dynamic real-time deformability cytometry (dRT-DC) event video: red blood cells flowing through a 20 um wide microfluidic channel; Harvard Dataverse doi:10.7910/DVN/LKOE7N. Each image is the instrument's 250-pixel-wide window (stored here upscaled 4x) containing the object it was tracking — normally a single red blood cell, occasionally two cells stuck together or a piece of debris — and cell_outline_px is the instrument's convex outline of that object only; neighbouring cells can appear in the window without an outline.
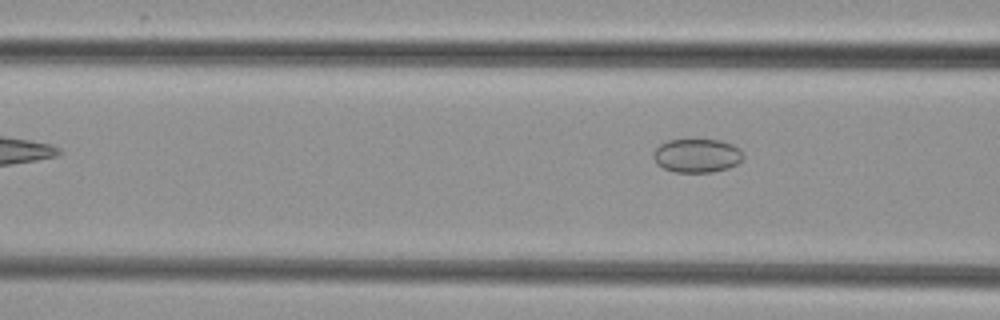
{"species": "common noctule bat (a hibernating species)", "species_latin": "Nyctalus noctula", "temperature_condition": "cold", "stored_images_in_passage": 5, "camera_frame_rate_fps": 3000, "um_per_image_px": 0.085, "animal": {"sex": "female", "body_mass_g": 29.2, "forearm_length_mm": 56.3}, "frame": {"image": 1, "passage_image": 5, "time_ms": 5.667, "image_size_px": [1000, 320], "cell_outline_px": [[744, 156], [736, 164], [728, 168], [712, 172], [676, 172], [664, 168], [656, 164], [652, 156], [652, 152], [660, 144], [668, 140], [720, 140], [732, 144], [740, 148]], "centroid_in_image_um": [59.22, 13.22], "position_along_channel_um": 107.4, "area_um2": 17.69}}